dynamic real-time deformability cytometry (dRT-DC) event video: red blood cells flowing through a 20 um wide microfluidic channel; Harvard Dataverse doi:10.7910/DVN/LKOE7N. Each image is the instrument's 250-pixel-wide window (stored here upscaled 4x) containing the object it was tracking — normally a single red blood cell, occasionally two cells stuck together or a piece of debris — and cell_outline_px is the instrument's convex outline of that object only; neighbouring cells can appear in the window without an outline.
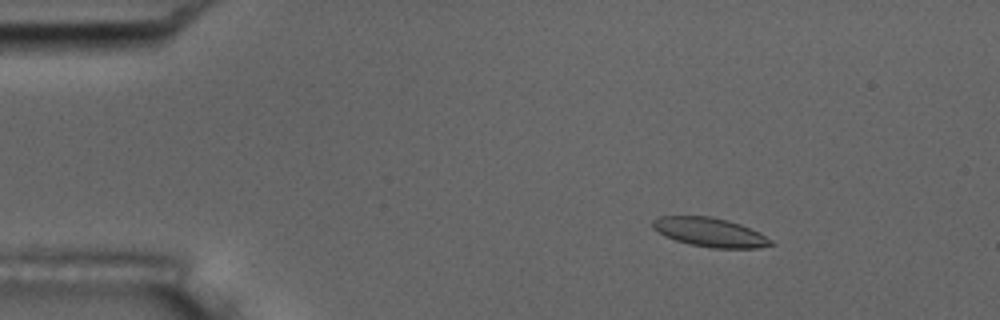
{"species": "common noctule bat (a hibernating species)", "species_latin": "Nyctalus noctula", "temperature_condition": "room temperature", "stored_images_in_passage": 5, "camera_frame_rate_fps": 3000, "um_per_image_px": 0.085, "animal": {"sex": "male", "body_mass_g": 17.5, "forearm_length_mm": 52.3}, "frame": {"image": 1, "passage_image": 3, "time_ms": 0.667, "image_size_px": [1000, 320], "cell_outline_px": [[776, 244], [760, 248], [712, 248], [688, 244], [664, 236], [652, 228], [652, 220], [660, 216], [712, 216], [728, 220], [740, 224], [760, 232], [772, 240]], "centroid_in_image_um": [60.36, 19.74], "position_along_channel_um": 24.6, "area_um2": 20.23}}